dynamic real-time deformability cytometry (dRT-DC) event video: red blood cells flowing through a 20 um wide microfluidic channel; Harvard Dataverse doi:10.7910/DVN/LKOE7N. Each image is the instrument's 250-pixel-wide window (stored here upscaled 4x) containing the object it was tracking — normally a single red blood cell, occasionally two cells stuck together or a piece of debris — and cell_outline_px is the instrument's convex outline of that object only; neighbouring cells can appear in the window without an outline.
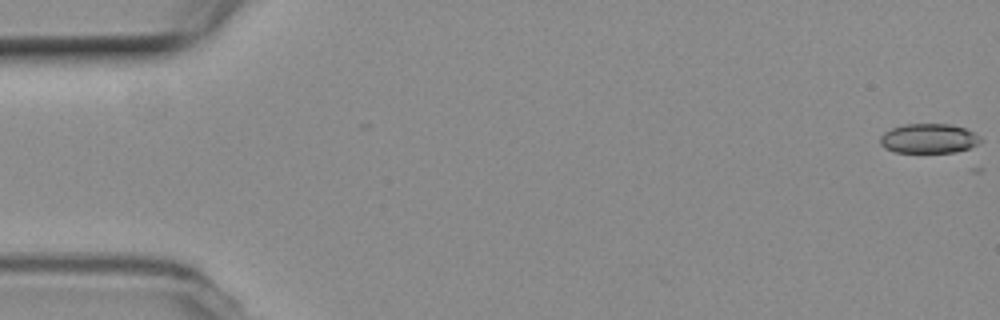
{"species": "common noctule bat (a hibernating species)", "species_latin": "Nyctalus noctula", "temperature_condition": "room temperature", "stored_images_in_passage": 17, "camera_frame_rate_fps": 3000, "um_per_image_px": 0.085, "animal": {"sex": "female", "body_mass_g": 19.3, "forearm_length_mm": 54.1}, "frame": {"image": 1, "passage_image": 1, "time_ms": 0.0, "image_size_px": [1000, 320], "cell_outline_px": [[984, 140], [980, 144], [956, 152], [896, 152], [884, 148], [880, 144], [880, 136], [884, 132], [892, 128], [904, 124], [948, 124], [964, 128], [980, 136]], "centroid_in_image_um": [78.95, 11.77], "position_along_channel_um": 6.0, "area_um2": 17.34}}
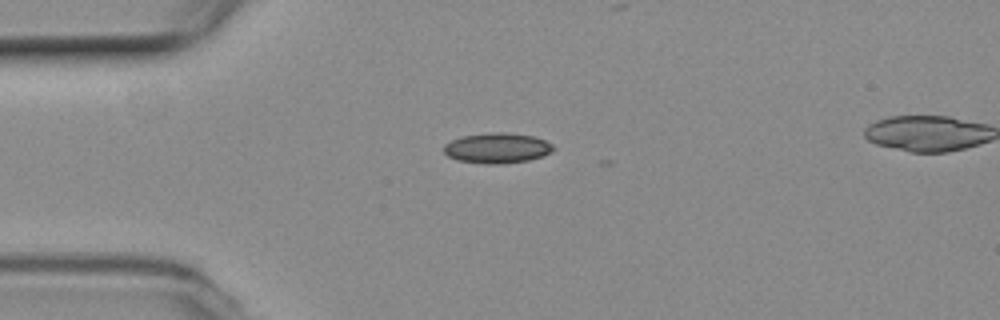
{"frame": {"image": 2, "passage_image": 14, "time_ms": 4.333, "image_size_px": [1000, 320], "cell_outline_px": [[556, 148], [552, 152], [528, 160], [504, 164], [484, 164], [456, 160], [448, 156], [444, 152], [444, 144], [460, 136], [492, 132], [508, 132], [532, 136], [544, 140], [552, 144]], "centroid_in_image_um": [42.24, 12.58], "position_along_channel_um": 42.8, "area_um2": 19.48}}